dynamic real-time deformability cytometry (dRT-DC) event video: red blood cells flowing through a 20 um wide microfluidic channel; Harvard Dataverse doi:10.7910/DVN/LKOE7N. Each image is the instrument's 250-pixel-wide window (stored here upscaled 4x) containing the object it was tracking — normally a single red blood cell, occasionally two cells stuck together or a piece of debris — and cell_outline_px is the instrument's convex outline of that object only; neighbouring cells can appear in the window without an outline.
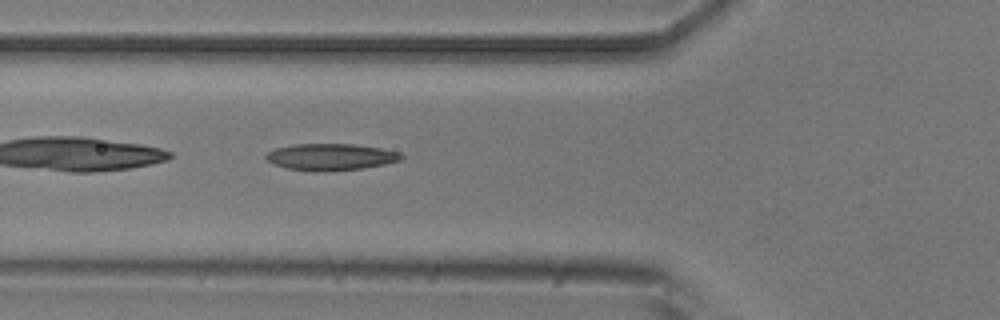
{"species": "common noctule bat (a hibernating species)", "species_latin": "Nyctalus noctula", "temperature_condition": "room temperature", "stored_images_in_passage": 7, "camera_frame_rate_fps": 3000, "um_per_image_px": 0.085, "animal": {"sex": "male", "body_mass_g": 20.5, "forearm_length_mm": 52.5}, "frame": {"image": 1, "passage_image": 3, "time_ms": 0.667, "image_size_px": [1000, 320], "cell_outline_px": [[404, 156], [400, 160], [384, 164], [364, 168], [328, 172], [316, 172], [288, 168], [276, 164], [268, 160], [264, 156], [268, 152], [276, 148], [296, 144], [352, 144], [380, 148], [400, 152]], "centroid_in_image_um": [28.14, 13.35], "position_along_channel_um": 97.7, "area_um2": 20.98}}
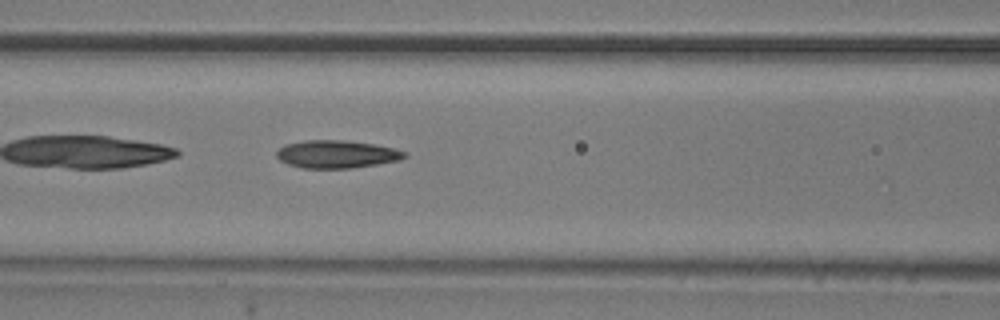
{"frame": {"image": 2, "passage_image": 6, "time_ms": 1.667, "image_size_px": [1000, 320], "cell_outline_px": [[408, 156], [400, 160], [376, 164], [348, 168], [304, 168], [288, 164], [280, 160], [276, 156], [276, 152], [284, 144], [304, 140], [344, 140], [372, 144], [392, 148], [408, 152]], "centroid_in_image_um": [28.6, 13.1], "position_along_channel_um": 138.0, "area_um2": 20.63}}